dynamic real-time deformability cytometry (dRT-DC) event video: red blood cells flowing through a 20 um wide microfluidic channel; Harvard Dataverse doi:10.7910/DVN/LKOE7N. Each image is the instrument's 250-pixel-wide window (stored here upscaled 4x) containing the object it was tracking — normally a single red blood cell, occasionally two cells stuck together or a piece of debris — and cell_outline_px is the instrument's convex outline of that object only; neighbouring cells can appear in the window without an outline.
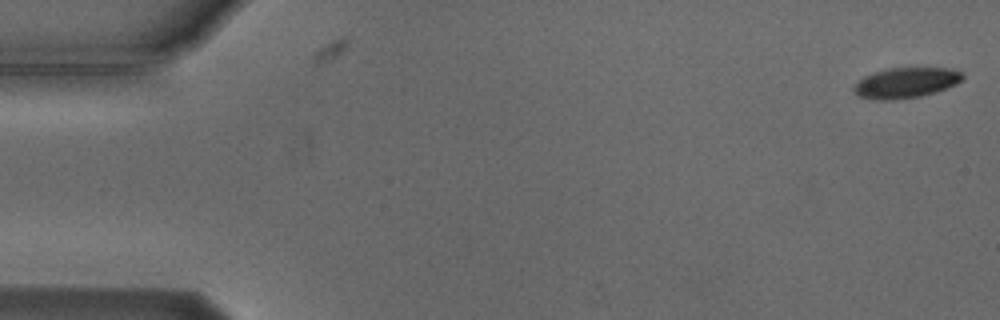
{"species": "Egyptian fruit bat (a non-hibernating species)", "species_latin": "Rousettus aegyptiacus", "temperature_condition": "cold", "stored_images_in_passage": 6, "camera_frame_rate_fps": 3000, "um_per_image_px": 0.085, "animal": {"sex": "male"}, "frame": {"image": 1, "passage_image": 1, "time_ms": 0.0, "image_size_px": [1000, 320], "cell_outline_px": [[964, 80], [956, 84], [920, 96], [892, 100], [876, 100], [856, 96], [852, 92], [852, 88], [864, 76], [888, 68], [916, 64], [952, 68], [960, 72], [964, 76]], "centroid_in_image_um": [77.02, 6.97], "position_along_channel_um": 8.0, "area_um2": 20.11}}
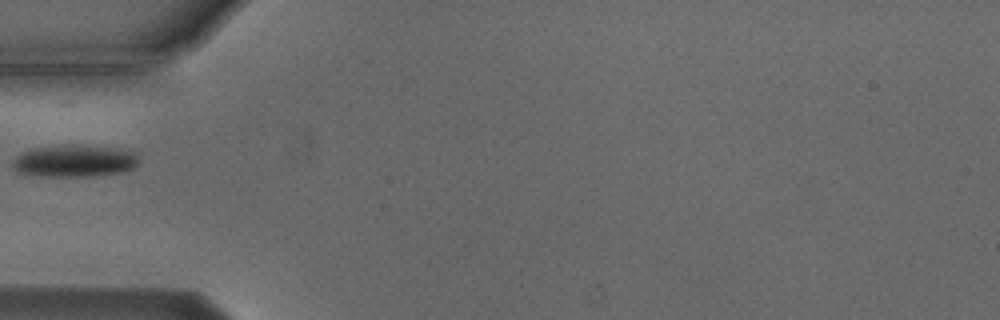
{"frame": {"image": 2, "passage_image": 5, "time_ms": 5.667, "image_size_px": [1000, 320], "cell_outline_px": [[140, 160], [132, 168], [120, 172], [92, 176], [40, 176], [16, 172], [12, 164], [12, 160], [16, 156], [24, 152], [36, 148], [64, 144], [72, 144], [120, 148], [136, 152]], "centroid_in_image_um": [6.34, 13.66], "position_along_channel_um": 78.7, "area_um2": 23.76}}
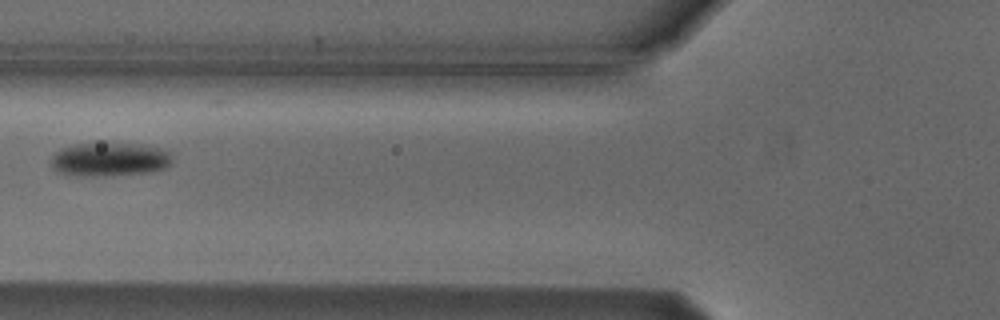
{"frame": {"image": 3, "passage_image": 6, "time_ms": 6.667, "image_size_px": [1000, 320], "cell_outline_px": [[172, 164], [164, 168], [148, 172], [92, 176], [80, 176], [60, 172], [52, 168], [48, 160], [60, 148], [76, 144], [140, 144], [164, 148], [172, 156]], "centroid_in_image_um": [9.3, 13.54], "position_along_channel_um": 116.5, "area_um2": 23.7}}